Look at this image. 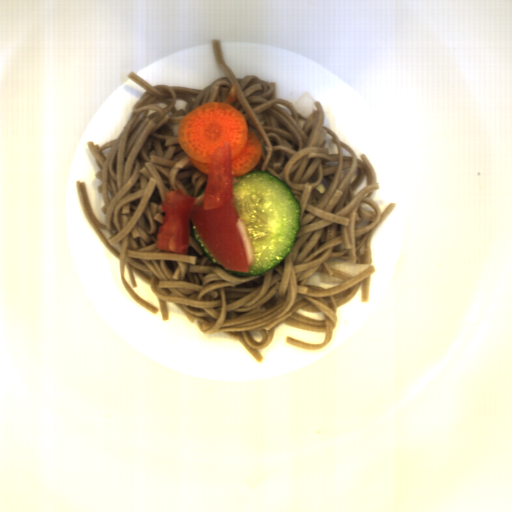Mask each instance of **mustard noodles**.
I'll return each instance as SVG.
<instances>
[{
  "label": "mustard noodles",
  "instance_id": "0af2e427",
  "mask_svg": "<svg viewBox=\"0 0 512 512\" xmlns=\"http://www.w3.org/2000/svg\"><path fill=\"white\" fill-rule=\"evenodd\" d=\"M211 47L225 77L203 89L126 74L145 91L124 128L101 146L86 142L104 223L77 180L81 211L118 260L127 294L162 320L172 303L203 335L223 333L259 363L281 324L325 333L322 343L285 336L319 351L333 339L338 308L360 287L362 303L370 300L373 235L397 203L382 211L372 199L373 164L323 125L320 101L302 115L277 98V81L236 77L221 40ZM328 258L370 266L352 276ZM125 265L133 288V272L150 284L158 308L130 288ZM315 272L344 284L305 285Z\"/></svg>",
  "mask_w": 512,
  "mask_h": 512
}]
</instances>
